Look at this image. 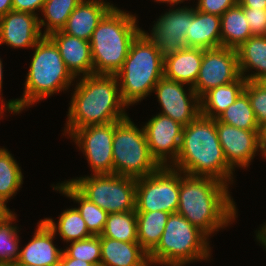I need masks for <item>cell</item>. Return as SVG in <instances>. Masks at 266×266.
I'll list each match as a JSON object with an SVG mask.
<instances>
[{"label":"cell","instance_id":"cell-42","mask_svg":"<svg viewBox=\"0 0 266 266\" xmlns=\"http://www.w3.org/2000/svg\"><path fill=\"white\" fill-rule=\"evenodd\" d=\"M1 105L2 106L0 107V118L2 117L1 115H2L3 111H5L6 109L8 111H11V113H18V101H17V99L9 100L7 103L3 102V104H1Z\"/></svg>","mask_w":266,"mask_h":266},{"label":"cell","instance_id":"cell-34","mask_svg":"<svg viewBox=\"0 0 266 266\" xmlns=\"http://www.w3.org/2000/svg\"><path fill=\"white\" fill-rule=\"evenodd\" d=\"M16 214L12 213L0 222V265L9 266L19 258L18 229L12 225L16 220Z\"/></svg>","mask_w":266,"mask_h":266},{"label":"cell","instance_id":"cell-3","mask_svg":"<svg viewBox=\"0 0 266 266\" xmlns=\"http://www.w3.org/2000/svg\"><path fill=\"white\" fill-rule=\"evenodd\" d=\"M65 133L98 124L121 121L128 117L115 75L93 74L80 77L74 88Z\"/></svg>","mask_w":266,"mask_h":266},{"label":"cell","instance_id":"cell-45","mask_svg":"<svg viewBox=\"0 0 266 266\" xmlns=\"http://www.w3.org/2000/svg\"><path fill=\"white\" fill-rule=\"evenodd\" d=\"M260 137H261L262 156L266 158V126H264L261 129Z\"/></svg>","mask_w":266,"mask_h":266},{"label":"cell","instance_id":"cell-6","mask_svg":"<svg viewBox=\"0 0 266 266\" xmlns=\"http://www.w3.org/2000/svg\"><path fill=\"white\" fill-rule=\"evenodd\" d=\"M35 49L25 81V90L18 101V113L28 106L68 89L75 77L67 69L58 47L43 36Z\"/></svg>","mask_w":266,"mask_h":266},{"label":"cell","instance_id":"cell-4","mask_svg":"<svg viewBox=\"0 0 266 266\" xmlns=\"http://www.w3.org/2000/svg\"><path fill=\"white\" fill-rule=\"evenodd\" d=\"M137 18L113 7L90 39L94 74L115 75L123 66L132 41L142 31Z\"/></svg>","mask_w":266,"mask_h":266},{"label":"cell","instance_id":"cell-41","mask_svg":"<svg viewBox=\"0 0 266 266\" xmlns=\"http://www.w3.org/2000/svg\"><path fill=\"white\" fill-rule=\"evenodd\" d=\"M242 7L266 9V0H238Z\"/></svg>","mask_w":266,"mask_h":266},{"label":"cell","instance_id":"cell-14","mask_svg":"<svg viewBox=\"0 0 266 266\" xmlns=\"http://www.w3.org/2000/svg\"><path fill=\"white\" fill-rule=\"evenodd\" d=\"M183 127L170 117L161 114L152 117L143 126L150 153L160 166H169V163L173 164L176 161Z\"/></svg>","mask_w":266,"mask_h":266},{"label":"cell","instance_id":"cell-11","mask_svg":"<svg viewBox=\"0 0 266 266\" xmlns=\"http://www.w3.org/2000/svg\"><path fill=\"white\" fill-rule=\"evenodd\" d=\"M115 122L89 125L73 131V138L85 154L94 175L113 174V136Z\"/></svg>","mask_w":266,"mask_h":266},{"label":"cell","instance_id":"cell-19","mask_svg":"<svg viewBox=\"0 0 266 266\" xmlns=\"http://www.w3.org/2000/svg\"><path fill=\"white\" fill-rule=\"evenodd\" d=\"M103 0H82L67 19L61 30L65 34L90 41L92 34L103 17L113 8Z\"/></svg>","mask_w":266,"mask_h":266},{"label":"cell","instance_id":"cell-10","mask_svg":"<svg viewBox=\"0 0 266 266\" xmlns=\"http://www.w3.org/2000/svg\"><path fill=\"white\" fill-rule=\"evenodd\" d=\"M180 171L161 166L157 171L136 178V212L163 211L177 213Z\"/></svg>","mask_w":266,"mask_h":266},{"label":"cell","instance_id":"cell-17","mask_svg":"<svg viewBox=\"0 0 266 266\" xmlns=\"http://www.w3.org/2000/svg\"><path fill=\"white\" fill-rule=\"evenodd\" d=\"M42 37L37 14L11 10L0 17V45L33 48Z\"/></svg>","mask_w":266,"mask_h":266},{"label":"cell","instance_id":"cell-31","mask_svg":"<svg viewBox=\"0 0 266 266\" xmlns=\"http://www.w3.org/2000/svg\"><path fill=\"white\" fill-rule=\"evenodd\" d=\"M216 119L240 129L261 130L257 124L249 97L244 91Z\"/></svg>","mask_w":266,"mask_h":266},{"label":"cell","instance_id":"cell-7","mask_svg":"<svg viewBox=\"0 0 266 266\" xmlns=\"http://www.w3.org/2000/svg\"><path fill=\"white\" fill-rule=\"evenodd\" d=\"M207 239L182 215L170 214L159 243L148 254L150 266H184L195 260L207 261L211 255Z\"/></svg>","mask_w":266,"mask_h":266},{"label":"cell","instance_id":"cell-36","mask_svg":"<svg viewBox=\"0 0 266 266\" xmlns=\"http://www.w3.org/2000/svg\"><path fill=\"white\" fill-rule=\"evenodd\" d=\"M244 92L248 95L258 126H266V90L256 81H246Z\"/></svg>","mask_w":266,"mask_h":266},{"label":"cell","instance_id":"cell-29","mask_svg":"<svg viewBox=\"0 0 266 266\" xmlns=\"http://www.w3.org/2000/svg\"><path fill=\"white\" fill-rule=\"evenodd\" d=\"M43 221L53 232L58 231L66 242L84 240L93 236L76 208L64 210L59 216L58 224L51 218H45Z\"/></svg>","mask_w":266,"mask_h":266},{"label":"cell","instance_id":"cell-22","mask_svg":"<svg viewBox=\"0 0 266 266\" xmlns=\"http://www.w3.org/2000/svg\"><path fill=\"white\" fill-rule=\"evenodd\" d=\"M100 266H149L148 253L138 242H123L100 235Z\"/></svg>","mask_w":266,"mask_h":266},{"label":"cell","instance_id":"cell-32","mask_svg":"<svg viewBox=\"0 0 266 266\" xmlns=\"http://www.w3.org/2000/svg\"><path fill=\"white\" fill-rule=\"evenodd\" d=\"M101 236L123 242H138L136 211L109 213Z\"/></svg>","mask_w":266,"mask_h":266},{"label":"cell","instance_id":"cell-43","mask_svg":"<svg viewBox=\"0 0 266 266\" xmlns=\"http://www.w3.org/2000/svg\"><path fill=\"white\" fill-rule=\"evenodd\" d=\"M13 10L12 0H0V17Z\"/></svg>","mask_w":266,"mask_h":266},{"label":"cell","instance_id":"cell-20","mask_svg":"<svg viewBox=\"0 0 266 266\" xmlns=\"http://www.w3.org/2000/svg\"><path fill=\"white\" fill-rule=\"evenodd\" d=\"M32 240L19 252L17 262L23 264L59 266L63 250L53 244V232L42 220L38 223Z\"/></svg>","mask_w":266,"mask_h":266},{"label":"cell","instance_id":"cell-40","mask_svg":"<svg viewBox=\"0 0 266 266\" xmlns=\"http://www.w3.org/2000/svg\"><path fill=\"white\" fill-rule=\"evenodd\" d=\"M59 266H94L89 262L83 260L70 258L64 251L61 254Z\"/></svg>","mask_w":266,"mask_h":266},{"label":"cell","instance_id":"cell-18","mask_svg":"<svg viewBox=\"0 0 266 266\" xmlns=\"http://www.w3.org/2000/svg\"><path fill=\"white\" fill-rule=\"evenodd\" d=\"M58 47L59 53L71 74L93 75V60L89 41L57 31L48 36Z\"/></svg>","mask_w":266,"mask_h":266},{"label":"cell","instance_id":"cell-48","mask_svg":"<svg viewBox=\"0 0 266 266\" xmlns=\"http://www.w3.org/2000/svg\"><path fill=\"white\" fill-rule=\"evenodd\" d=\"M256 82L266 90V75L260 77Z\"/></svg>","mask_w":266,"mask_h":266},{"label":"cell","instance_id":"cell-28","mask_svg":"<svg viewBox=\"0 0 266 266\" xmlns=\"http://www.w3.org/2000/svg\"><path fill=\"white\" fill-rule=\"evenodd\" d=\"M137 239L149 254L159 243L170 213L163 211L136 212Z\"/></svg>","mask_w":266,"mask_h":266},{"label":"cell","instance_id":"cell-35","mask_svg":"<svg viewBox=\"0 0 266 266\" xmlns=\"http://www.w3.org/2000/svg\"><path fill=\"white\" fill-rule=\"evenodd\" d=\"M70 243V247L63 250L70 258L83 260L93 264L94 266H100V235L91 236L84 240L72 241Z\"/></svg>","mask_w":266,"mask_h":266},{"label":"cell","instance_id":"cell-27","mask_svg":"<svg viewBox=\"0 0 266 266\" xmlns=\"http://www.w3.org/2000/svg\"><path fill=\"white\" fill-rule=\"evenodd\" d=\"M54 189L79 203V207L76 209L93 236L102 234L109 213L92 203L70 181L60 183Z\"/></svg>","mask_w":266,"mask_h":266},{"label":"cell","instance_id":"cell-26","mask_svg":"<svg viewBox=\"0 0 266 266\" xmlns=\"http://www.w3.org/2000/svg\"><path fill=\"white\" fill-rule=\"evenodd\" d=\"M220 28L221 47L237 49L253 36L238 2L220 16Z\"/></svg>","mask_w":266,"mask_h":266},{"label":"cell","instance_id":"cell-37","mask_svg":"<svg viewBox=\"0 0 266 266\" xmlns=\"http://www.w3.org/2000/svg\"><path fill=\"white\" fill-rule=\"evenodd\" d=\"M242 8L252 35H266V9Z\"/></svg>","mask_w":266,"mask_h":266},{"label":"cell","instance_id":"cell-49","mask_svg":"<svg viewBox=\"0 0 266 266\" xmlns=\"http://www.w3.org/2000/svg\"><path fill=\"white\" fill-rule=\"evenodd\" d=\"M2 68H3V65H2V61L0 59V93H1V89H2V76H3V72H2ZM1 95V94H0Z\"/></svg>","mask_w":266,"mask_h":266},{"label":"cell","instance_id":"cell-25","mask_svg":"<svg viewBox=\"0 0 266 266\" xmlns=\"http://www.w3.org/2000/svg\"><path fill=\"white\" fill-rule=\"evenodd\" d=\"M246 81L241 76L234 82L212 88L206 92L200 98L201 115L216 119L244 91Z\"/></svg>","mask_w":266,"mask_h":266},{"label":"cell","instance_id":"cell-33","mask_svg":"<svg viewBox=\"0 0 266 266\" xmlns=\"http://www.w3.org/2000/svg\"><path fill=\"white\" fill-rule=\"evenodd\" d=\"M23 184L22 171L5 148H0V198L8 202Z\"/></svg>","mask_w":266,"mask_h":266},{"label":"cell","instance_id":"cell-44","mask_svg":"<svg viewBox=\"0 0 266 266\" xmlns=\"http://www.w3.org/2000/svg\"><path fill=\"white\" fill-rule=\"evenodd\" d=\"M13 212L6 206V202L0 198V222L5 220Z\"/></svg>","mask_w":266,"mask_h":266},{"label":"cell","instance_id":"cell-39","mask_svg":"<svg viewBox=\"0 0 266 266\" xmlns=\"http://www.w3.org/2000/svg\"><path fill=\"white\" fill-rule=\"evenodd\" d=\"M45 1L46 0H12V7L14 11L36 14L35 10H42Z\"/></svg>","mask_w":266,"mask_h":266},{"label":"cell","instance_id":"cell-1","mask_svg":"<svg viewBox=\"0 0 266 266\" xmlns=\"http://www.w3.org/2000/svg\"><path fill=\"white\" fill-rule=\"evenodd\" d=\"M181 174L180 171L178 214L208 238L235 220L237 208L227 184L210 177Z\"/></svg>","mask_w":266,"mask_h":266},{"label":"cell","instance_id":"cell-13","mask_svg":"<svg viewBox=\"0 0 266 266\" xmlns=\"http://www.w3.org/2000/svg\"><path fill=\"white\" fill-rule=\"evenodd\" d=\"M163 76L155 85L153 91L157 94L162 107L161 115L170 117L183 126H187L201 114L200 97L190 86L187 94L183 86ZM188 95V96H187Z\"/></svg>","mask_w":266,"mask_h":266},{"label":"cell","instance_id":"cell-21","mask_svg":"<svg viewBox=\"0 0 266 266\" xmlns=\"http://www.w3.org/2000/svg\"><path fill=\"white\" fill-rule=\"evenodd\" d=\"M187 47L214 49L221 47L220 17L189 8Z\"/></svg>","mask_w":266,"mask_h":266},{"label":"cell","instance_id":"cell-2","mask_svg":"<svg viewBox=\"0 0 266 266\" xmlns=\"http://www.w3.org/2000/svg\"><path fill=\"white\" fill-rule=\"evenodd\" d=\"M169 166L185 175L210 177L227 185L232 182L234 169L225 159L218 139L216 119L200 114L184 126L178 157Z\"/></svg>","mask_w":266,"mask_h":266},{"label":"cell","instance_id":"cell-46","mask_svg":"<svg viewBox=\"0 0 266 266\" xmlns=\"http://www.w3.org/2000/svg\"><path fill=\"white\" fill-rule=\"evenodd\" d=\"M256 238L261 244H266V223L260 228V230H258Z\"/></svg>","mask_w":266,"mask_h":266},{"label":"cell","instance_id":"cell-16","mask_svg":"<svg viewBox=\"0 0 266 266\" xmlns=\"http://www.w3.org/2000/svg\"><path fill=\"white\" fill-rule=\"evenodd\" d=\"M151 35L143 31L160 50L163 58L176 54L187 47L186 35L189 28V7L170 9L159 16Z\"/></svg>","mask_w":266,"mask_h":266},{"label":"cell","instance_id":"cell-23","mask_svg":"<svg viewBox=\"0 0 266 266\" xmlns=\"http://www.w3.org/2000/svg\"><path fill=\"white\" fill-rule=\"evenodd\" d=\"M203 60V49L186 47L164 58V76L193 87Z\"/></svg>","mask_w":266,"mask_h":266},{"label":"cell","instance_id":"cell-50","mask_svg":"<svg viewBox=\"0 0 266 266\" xmlns=\"http://www.w3.org/2000/svg\"><path fill=\"white\" fill-rule=\"evenodd\" d=\"M9 266H42V265H32V264H23V263H20V262H15Z\"/></svg>","mask_w":266,"mask_h":266},{"label":"cell","instance_id":"cell-12","mask_svg":"<svg viewBox=\"0 0 266 266\" xmlns=\"http://www.w3.org/2000/svg\"><path fill=\"white\" fill-rule=\"evenodd\" d=\"M240 77L236 49L227 47L203 49V60L192 88L201 98L210 89L234 82Z\"/></svg>","mask_w":266,"mask_h":266},{"label":"cell","instance_id":"cell-47","mask_svg":"<svg viewBox=\"0 0 266 266\" xmlns=\"http://www.w3.org/2000/svg\"><path fill=\"white\" fill-rule=\"evenodd\" d=\"M157 2L161 3H169L170 5L174 6L175 4L178 5V3H181V0H155Z\"/></svg>","mask_w":266,"mask_h":266},{"label":"cell","instance_id":"cell-30","mask_svg":"<svg viewBox=\"0 0 266 266\" xmlns=\"http://www.w3.org/2000/svg\"><path fill=\"white\" fill-rule=\"evenodd\" d=\"M82 0H46L41 13L44 19L39 18L40 29L46 26L43 36L61 31L67 22L68 17ZM45 19L47 22H45Z\"/></svg>","mask_w":266,"mask_h":266},{"label":"cell","instance_id":"cell-8","mask_svg":"<svg viewBox=\"0 0 266 266\" xmlns=\"http://www.w3.org/2000/svg\"><path fill=\"white\" fill-rule=\"evenodd\" d=\"M112 151L113 174L139 178L161 167L150 153L144 128H137L129 117L115 121Z\"/></svg>","mask_w":266,"mask_h":266},{"label":"cell","instance_id":"cell-9","mask_svg":"<svg viewBox=\"0 0 266 266\" xmlns=\"http://www.w3.org/2000/svg\"><path fill=\"white\" fill-rule=\"evenodd\" d=\"M69 181L107 213L135 211L136 178L117 174H91Z\"/></svg>","mask_w":266,"mask_h":266},{"label":"cell","instance_id":"cell-38","mask_svg":"<svg viewBox=\"0 0 266 266\" xmlns=\"http://www.w3.org/2000/svg\"><path fill=\"white\" fill-rule=\"evenodd\" d=\"M238 0H198L196 10L212 15L221 16L226 10L233 7Z\"/></svg>","mask_w":266,"mask_h":266},{"label":"cell","instance_id":"cell-5","mask_svg":"<svg viewBox=\"0 0 266 266\" xmlns=\"http://www.w3.org/2000/svg\"><path fill=\"white\" fill-rule=\"evenodd\" d=\"M115 76L127 106L147 97L164 76V58L143 30L132 41L124 64Z\"/></svg>","mask_w":266,"mask_h":266},{"label":"cell","instance_id":"cell-24","mask_svg":"<svg viewBox=\"0 0 266 266\" xmlns=\"http://www.w3.org/2000/svg\"><path fill=\"white\" fill-rule=\"evenodd\" d=\"M236 50L240 74L244 79L257 81L266 75V35H253ZM251 69L256 72L245 76V72Z\"/></svg>","mask_w":266,"mask_h":266},{"label":"cell","instance_id":"cell-15","mask_svg":"<svg viewBox=\"0 0 266 266\" xmlns=\"http://www.w3.org/2000/svg\"><path fill=\"white\" fill-rule=\"evenodd\" d=\"M219 142L227 163L233 168H246L261 149V130H245L216 119ZM238 165V166H237Z\"/></svg>","mask_w":266,"mask_h":266}]
</instances>
